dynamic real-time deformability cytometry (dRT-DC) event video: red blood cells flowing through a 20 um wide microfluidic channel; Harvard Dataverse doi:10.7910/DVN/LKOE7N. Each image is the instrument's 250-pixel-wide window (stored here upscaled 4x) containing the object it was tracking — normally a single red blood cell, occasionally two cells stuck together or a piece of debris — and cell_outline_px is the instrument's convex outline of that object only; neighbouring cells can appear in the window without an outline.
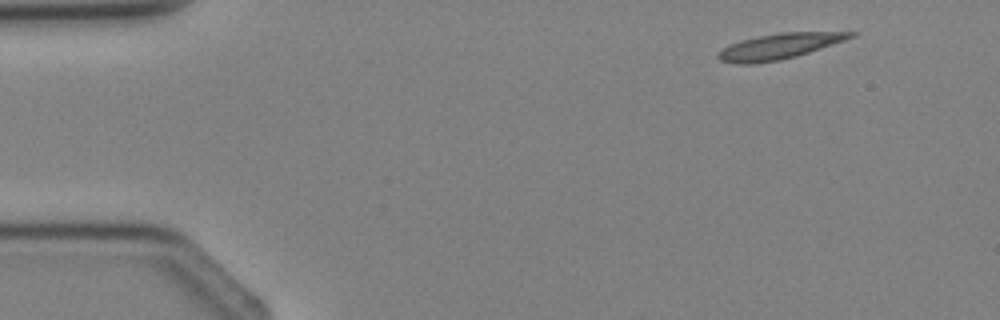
{"species": "Egyptian fruit bat (a non-hibernating species)", "species_latin": "Rousettus aegyptiacus", "temperature_condition": "cold", "stored_images_in_passage": 4, "segment_of_instrument_passage": [1, 2], "camera_frame_rate_fps": 3000, "um_per_image_px": 0.085, "animal": {"sex": "female"}, "frame": {"image": 1, "passage_image": 1, "time_ms": 0.0, "image_size_px": [1000, 320], "cell_outline_px": [[860, 32], [856, 36], [796, 56], [780, 60], [752, 64], [736, 64], [720, 60], [716, 56], [716, 52], [728, 44], [740, 40], [756, 36], [780, 32]], "centroid_in_image_um": [66.16, 3.93], "position_along_channel_um": 18.8, "area_um2": 19.83}}
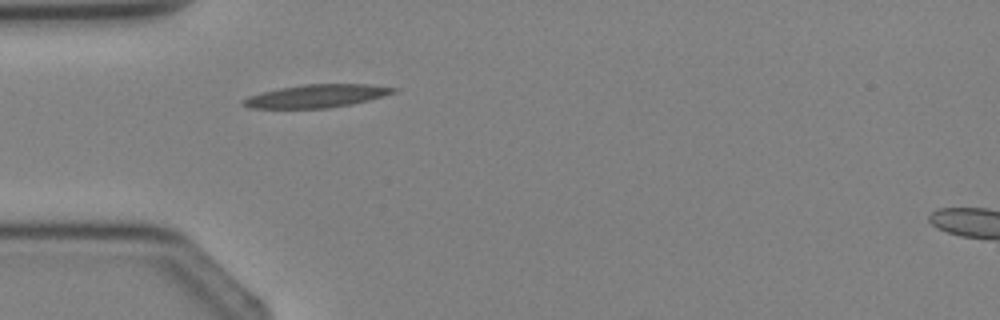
{"frame": {"image": 2, "passage_image": 3, "time_ms": 2.333, "image_size_px": [1000, 320], "cell_outline_px": [[396, 92], [368, 100], [352, 104], [328, 108], [252, 108], [240, 104], [240, 100], [248, 96], [260, 92], [280, 88], [304, 84], [368, 84], [396, 88]], "centroid_in_image_um": [26.84, 8.16], "position_along_channel_um": 58.2, "area_um2": 20.11}}